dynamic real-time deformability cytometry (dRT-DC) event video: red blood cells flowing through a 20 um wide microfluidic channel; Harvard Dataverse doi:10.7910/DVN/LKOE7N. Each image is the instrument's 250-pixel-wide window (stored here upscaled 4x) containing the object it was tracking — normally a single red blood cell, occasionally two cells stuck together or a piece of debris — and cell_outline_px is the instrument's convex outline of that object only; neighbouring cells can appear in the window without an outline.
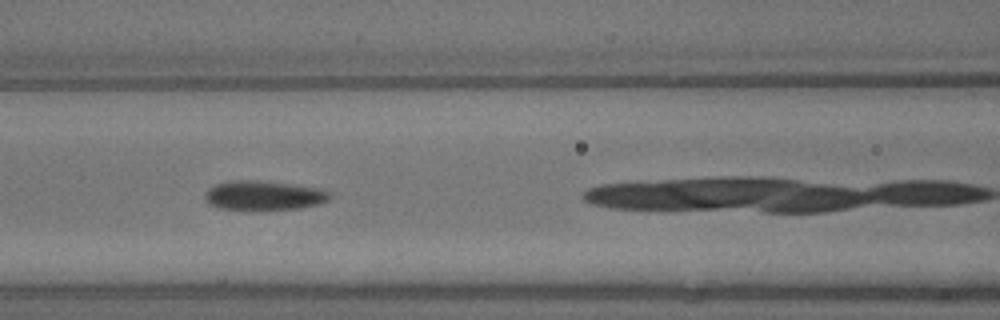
{"species": "common noctule bat (a hibernating species)", "species_latin": "Nyctalus noctula", "temperature_condition": "warm", "stored_images_in_passage": 5, "camera_frame_rate_fps": 3000, "um_per_image_px": 0.085, "animal": {"sex": "male", "body_mass_g": 13.3}, "frame": {"image": 1, "passage_image": 3, "time_ms": 0.667, "image_size_px": [1000, 320], "cell_outline_px": [[332, 196], [328, 200], [320, 204], [300, 208], [260, 212], [256, 212], [220, 208], [208, 204], [204, 196], [204, 192], [208, 188], [216, 184], [236, 180], [248, 180], [292, 184], [324, 188], [332, 192]], "centroid_in_image_um": [22.45, 16.65], "position_along_channel_um": 144.1, "area_um2": 22.25}}